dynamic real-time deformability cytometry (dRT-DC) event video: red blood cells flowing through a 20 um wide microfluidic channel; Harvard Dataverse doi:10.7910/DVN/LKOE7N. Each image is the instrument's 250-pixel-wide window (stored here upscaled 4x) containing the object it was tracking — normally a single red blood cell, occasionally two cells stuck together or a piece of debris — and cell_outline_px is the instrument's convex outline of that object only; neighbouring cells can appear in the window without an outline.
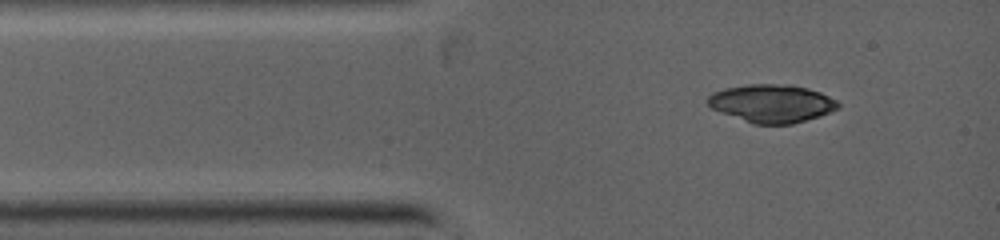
{"species": "common noctule bat (a hibernating species)", "species_latin": "Nyctalus noctula", "temperature_condition": "warm", "stored_images_in_passage": 2, "camera_frame_rate_fps": 5000, "um_per_image_px": 0.085, "animal": {"sex": "female", "body_mass_g": 19.0, "forearm_length_mm": 53.3}, "frame": {"image": 1, "passage_image": 1, "time_ms": 0.0, "image_size_px": [1000, 240], "cell_outline_px": [[840, 108], [820, 116], [792, 124], [752, 124], [712, 108], [704, 100], [712, 92], [724, 88], [748, 84], [788, 84], [808, 88], [820, 92], [836, 100], [840, 104]], "centroid_in_image_um": [65.59, 8.78], "position_along_channel_um": 19.4, "area_um2": 29.02}}